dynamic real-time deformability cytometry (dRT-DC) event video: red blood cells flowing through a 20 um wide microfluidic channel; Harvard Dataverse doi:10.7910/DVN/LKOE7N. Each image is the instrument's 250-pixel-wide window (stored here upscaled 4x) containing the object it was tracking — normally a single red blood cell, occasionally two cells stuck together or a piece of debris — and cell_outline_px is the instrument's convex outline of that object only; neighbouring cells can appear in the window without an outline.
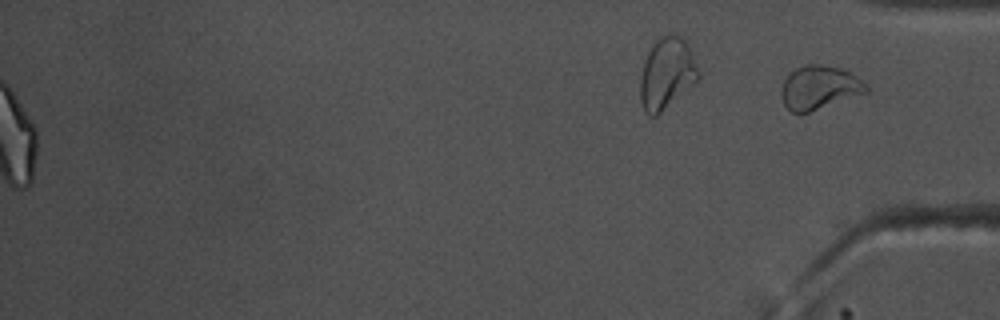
{"species": "common noctule bat (a hibernating species)", "species_latin": "Nyctalus noctula", "temperature_condition": "warm", "stored_images_in_passage": 40, "segment_of_instrument_passage": [2, 2], "camera_frame_rate_fps": 3000, "um_per_image_px": 0.085, "animal": {"sex": "male", "body_mass_g": 17.5, "forearm_length_mm": 52.3}, "frame": {"image": 1, "passage_image": 40, "time_ms": 13.0, "image_size_px": [1000, 320], "cell_outline_px": [[868, 92], [808, 112], [792, 112], [784, 104], [780, 92], [784, 80], [796, 68], [804, 64], [824, 64], [840, 68], [848, 72], [868, 84]], "centroid_in_image_um": [69.64, 7.42], "position_along_channel_um": 365.6, "area_um2": 21.33}}